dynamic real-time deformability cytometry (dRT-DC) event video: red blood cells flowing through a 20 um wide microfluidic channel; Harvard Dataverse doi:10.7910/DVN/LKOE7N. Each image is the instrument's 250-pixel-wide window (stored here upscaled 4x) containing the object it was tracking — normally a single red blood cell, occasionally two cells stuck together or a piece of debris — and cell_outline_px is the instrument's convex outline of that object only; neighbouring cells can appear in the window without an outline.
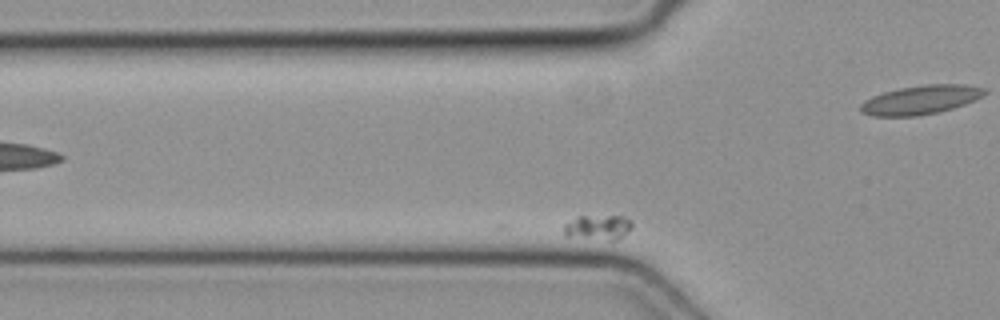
{"species": "common noctule bat (a hibernating species)", "species_latin": "Nyctalus noctula", "temperature_condition": "cold", "stored_images_in_passage": 36, "camera_frame_rate_fps": 3000, "um_per_image_px": 0.085, "animal": {"sex": "female", "body_mass_g": 19.3, "forearm_length_mm": 54.1}, "frame": {"image": 1, "passage_image": 4, "time_ms": 1.0, "image_size_px": [1000, 320], "cell_outline_px": [[632, 228], [624, 236], [616, 240], [612, 240], [564, 236], [564, 224], [576, 216], [624, 216], [632, 220]], "centroid_in_image_um": [50.85, 19.31], "position_along_channel_um": 74.9, "area_um2": 10.06}}
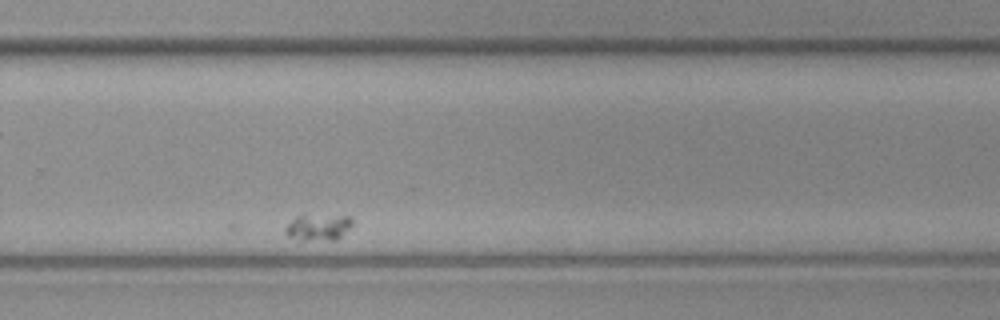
{"frame": {"image": 2, "passage_image": 26, "time_ms": 8.333, "image_size_px": [1000, 320], "cell_outline_px": [[352, 224], [336, 240], [300, 240], [288, 236], [284, 232], [284, 228], [300, 212], [304, 212], [352, 216]], "centroid_in_image_um": [27.01, 19.25], "position_along_channel_um": 302.8, "area_um2": 10.87}}
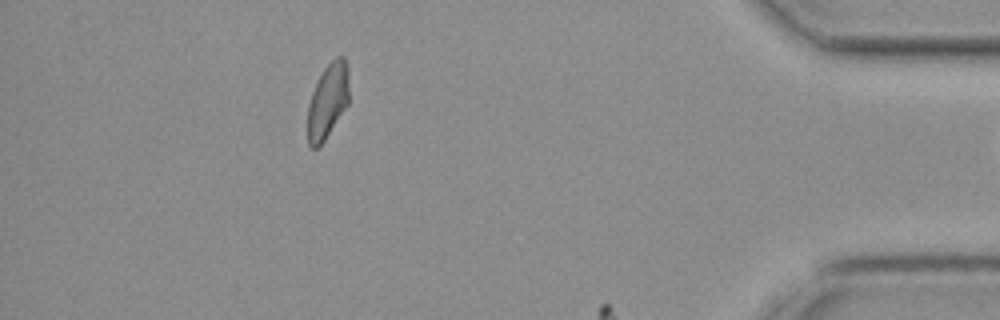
{"frame": {"image": 3, "passage_image": 35, "time_ms": 11.333, "image_size_px": [1000, 320], "cell_outline_px": [[348, 104], [324, 140], [316, 148], [312, 148], [308, 144], [308, 104], [312, 92], [324, 68], [336, 56], [344, 56], [348, 68]], "centroid_in_image_um": [27.86, 8.56], "position_along_channel_um": 407.3, "area_um2": 17.8}}